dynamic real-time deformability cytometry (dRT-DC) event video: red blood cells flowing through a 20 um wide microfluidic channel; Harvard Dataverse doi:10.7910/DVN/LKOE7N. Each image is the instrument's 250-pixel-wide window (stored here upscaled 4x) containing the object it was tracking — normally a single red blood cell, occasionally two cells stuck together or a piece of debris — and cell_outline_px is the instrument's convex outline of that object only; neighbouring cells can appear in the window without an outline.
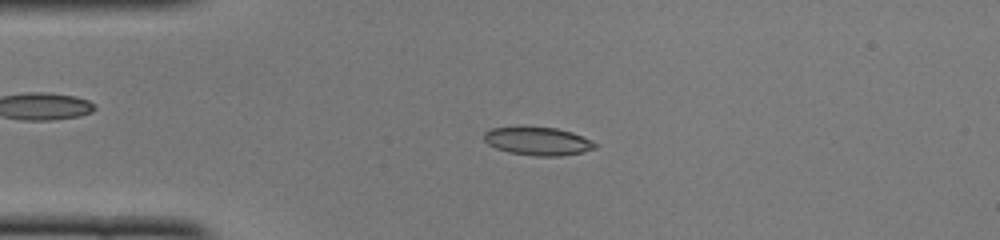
{"species": "common noctule bat (a hibernating species)", "species_latin": "Nyctalus noctula", "temperature_condition": "cold", "stored_images_in_passage": 49, "camera_frame_rate_fps": 3000, "um_per_image_px": 0.085, "animal": {"sex": "female", "body_mass_g": 22.0, "forearm_length_mm": 56.7}, "frame": {"image": 1, "passage_image": 11, "time_ms": 3.333, "image_size_px": [1000, 240], "cell_outline_px": [[596, 148], [580, 152], [560, 156], [536, 156], [508, 152], [496, 148], [488, 144], [484, 140], [484, 132], [492, 128], [524, 124], [556, 128], [572, 132], [592, 140], [596, 144]], "centroid_in_image_um": [45.67, 11.95], "position_along_channel_um": 39.3, "area_um2": 18.79}}
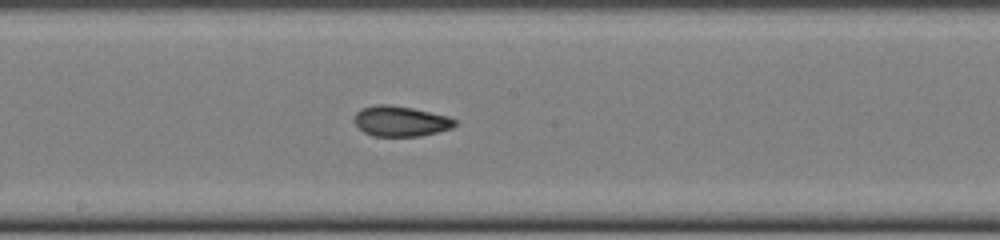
{"frame": {"image": 2, "passage_image": 26, "time_ms": 8.333, "image_size_px": [1000, 240], "cell_outline_px": [[456, 124], [452, 128], [420, 136], [372, 136], [364, 132], [352, 120], [356, 112], [360, 108], [376, 104], [388, 104], [412, 108], [448, 116], [456, 120]], "centroid_in_image_um": [34.01, 10.29], "position_along_channel_um": 214.2, "area_um2": 17.86}}
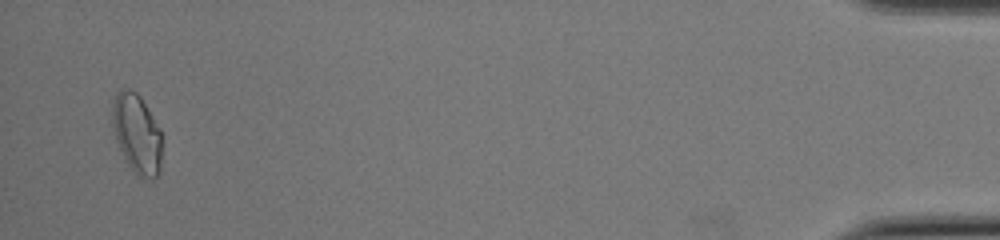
{"frame": {"image": 3, "passage_image": 48, "time_ms": 15.667, "image_size_px": [1000, 240], "cell_outline_px": [[160, 172], [152, 180], [144, 180], [136, 176], [128, 164], [116, 140], [112, 124], [112, 104], [116, 92], [120, 88], [128, 88], [136, 92], [140, 96], [160, 128]], "centroid_in_image_um": [11.62, 11.37], "position_along_channel_um": 423.6, "area_um2": 23.06}, "authors_computed_cell_mechanics": {"area_um2": 18.0336, "velocity_mm_per_s": 3.9917, "shape_relaxation_time_tau1_ms": null, "shape_relaxation_time_tau2_ms": 1.2793, "deformation_change_tau1": null, "deformation_change_tau2": 0.0595}}